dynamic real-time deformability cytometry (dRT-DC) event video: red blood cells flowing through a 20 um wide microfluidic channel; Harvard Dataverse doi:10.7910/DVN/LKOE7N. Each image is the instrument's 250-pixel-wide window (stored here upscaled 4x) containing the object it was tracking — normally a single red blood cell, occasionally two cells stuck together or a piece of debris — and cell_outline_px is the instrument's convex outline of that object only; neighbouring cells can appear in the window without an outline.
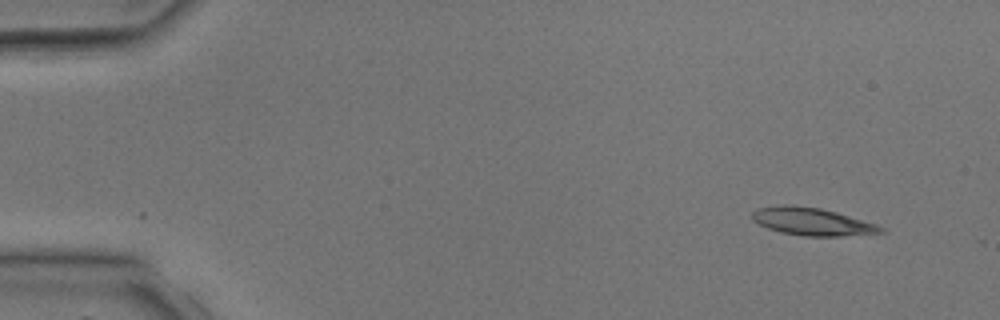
{"species": "common noctule bat (a hibernating species)", "species_latin": "Nyctalus noctula", "temperature_condition": "room temperature", "stored_images_in_passage": 4, "camera_frame_rate_fps": 3000, "um_per_image_px": 0.085, "animal": {"sex": "male", "body_mass_g": 17.9, "forearm_length_mm": 54.2}, "frame": {"image": 1, "passage_image": 1, "time_ms": 0.0, "image_size_px": [1000, 320], "cell_outline_px": [[888, 232], [840, 236], [804, 236], [780, 232], [768, 228], [752, 220], [752, 212], [756, 208], [780, 204], [792, 204], [820, 208], [836, 212], [876, 224], [884, 228]], "centroid_in_image_um": [69.0, 18.82], "position_along_channel_um": 16.0, "area_um2": 20.81}}